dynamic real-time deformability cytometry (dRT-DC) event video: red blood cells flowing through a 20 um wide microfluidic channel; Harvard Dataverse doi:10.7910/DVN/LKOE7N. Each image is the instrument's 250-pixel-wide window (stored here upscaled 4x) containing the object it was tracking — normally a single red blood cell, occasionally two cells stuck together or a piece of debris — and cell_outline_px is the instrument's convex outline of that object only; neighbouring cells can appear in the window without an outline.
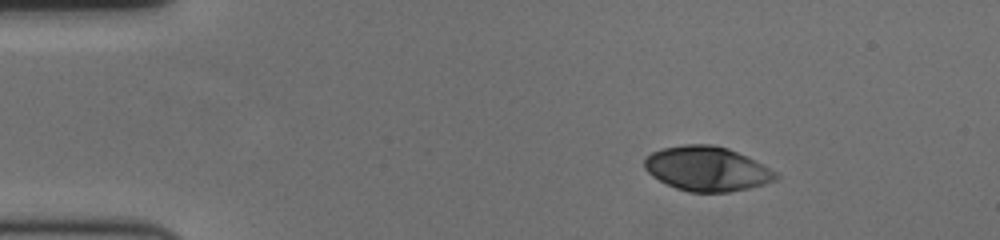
{"species": "human", "species_latin": "Homo sapiens", "temperature_condition": "cold", "stored_images_in_passage": 50, "camera_frame_rate_fps": 3000, "um_per_image_px": 0.085, "donor": {"sex": "female"}, "frame": {"image": 1, "passage_image": 1, "time_ms": 0.0, "image_size_px": [1000, 240], "cell_outline_px": [[780, 176], [776, 180], [764, 184], [748, 188], [728, 192], [688, 192], [676, 188], [652, 176], [644, 168], [644, 156], [660, 148], [684, 144], [712, 144], [728, 148], [776, 172]], "centroid_in_image_um": [60.04, 14.34], "position_along_channel_um": 25.0, "area_um2": 33.93}}
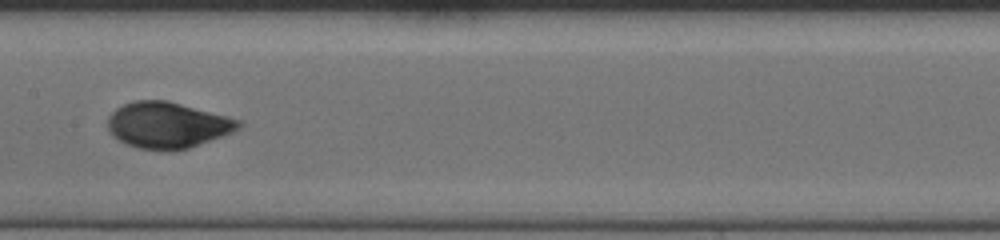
{"frame": {"image": 2, "passage_image": 22, "time_ms": 7.0, "image_size_px": [1000, 240], "cell_outline_px": [[244, 124], [240, 128], [232, 132], [188, 148], [168, 152], [136, 148], [112, 136], [108, 132], [108, 116], [116, 108], [124, 104], [136, 100], [168, 100], [228, 116], [240, 120]], "centroid_in_image_um": [14.23, 10.64], "position_along_channel_um": 193.2, "area_um2": 35.37}}
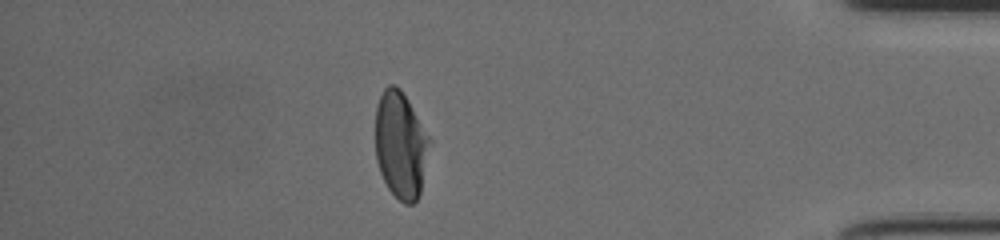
{"frame": {"image": 3, "passage_image": 43, "time_ms": 14.0, "image_size_px": [1000, 240], "cell_outline_px": [[432, 140], [420, 196], [412, 204], [404, 204], [388, 188], [380, 172], [376, 160], [376, 108], [380, 96], [384, 88], [388, 84], [396, 84], [400, 88], [408, 100]], "centroid_in_image_um": [34.08, 12.32], "position_along_channel_um": 401.1, "area_um2": 34.1}, "authors_computed_cell_mechanics": {"area_um2": 34.8534, "velocity_mm_per_s": 3.5589, "shape_relaxation_time_tau1_ms": 3.9184, "shape_relaxation_time_tau2_ms": null, "deformation_change_tau1": 0.1893, "deformation_change_tau2": null}}